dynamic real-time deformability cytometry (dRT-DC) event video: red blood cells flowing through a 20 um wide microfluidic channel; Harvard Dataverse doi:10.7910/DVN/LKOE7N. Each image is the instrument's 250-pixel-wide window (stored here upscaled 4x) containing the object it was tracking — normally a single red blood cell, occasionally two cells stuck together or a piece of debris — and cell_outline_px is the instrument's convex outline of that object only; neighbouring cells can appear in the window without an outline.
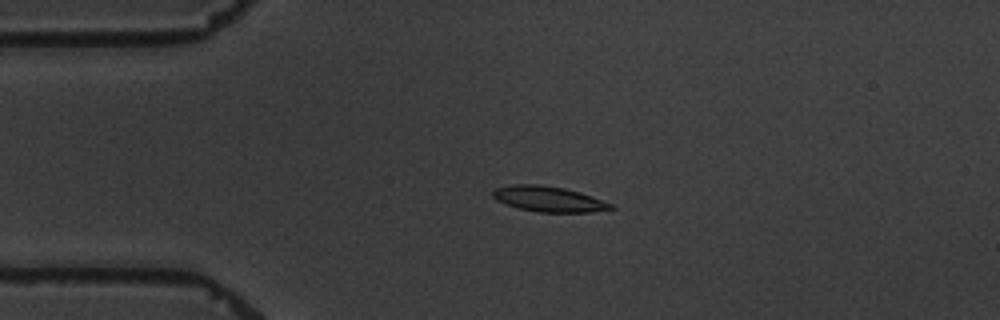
{"species": "common noctule bat (a hibernating species)", "species_latin": "Nyctalus noctula", "temperature_condition": "warm", "stored_images_in_passage": 2, "camera_frame_rate_fps": 3000, "um_per_image_px": 0.085, "animal": {"sex": "male", "body_mass_g": 19.5, "forearm_length_mm": 54.6}, "frame": {"image": 1, "passage_image": 1, "time_ms": 0.0, "image_size_px": [1000, 320], "cell_outline_px": [[616, 208], [588, 212], [540, 212], [516, 208], [496, 200], [492, 196], [492, 192], [496, 188], [512, 184], [540, 184], [564, 188], [580, 192], [612, 204]], "centroid_in_image_um": [46.59, 16.91], "position_along_channel_um": 38.4, "area_um2": 17.46}}